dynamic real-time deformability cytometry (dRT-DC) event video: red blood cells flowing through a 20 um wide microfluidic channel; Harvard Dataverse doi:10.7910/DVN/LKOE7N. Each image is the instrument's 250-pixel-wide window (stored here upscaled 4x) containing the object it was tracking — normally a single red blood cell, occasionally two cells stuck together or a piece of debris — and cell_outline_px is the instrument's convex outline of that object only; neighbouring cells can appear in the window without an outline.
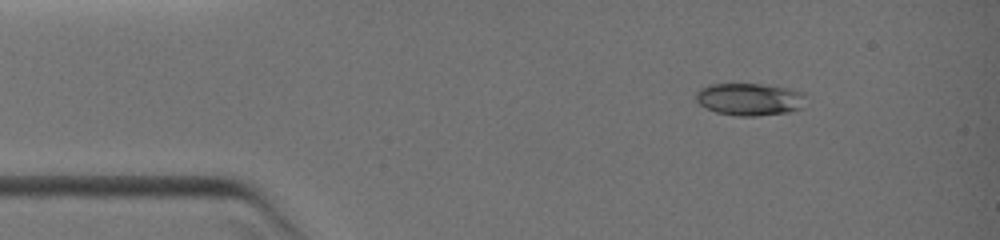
{"species": "common noctule bat (a hibernating species)", "species_latin": "Nyctalus noctula", "temperature_condition": "warm", "stored_images_in_passage": 5, "camera_frame_rate_fps": 3000, "um_per_image_px": 0.085, "animal": {"sex": "female", "body_mass_g": 19.0, "forearm_length_mm": 51.5}, "frame": {"image": 1, "passage_image": 1, "time_ms": 0.0, "image_size_px": [1000, 240], "cell_outline_px": [[804, 96], [800, 108], [788, 112], [756, 116], [736, 116], [716, 112], [700, 104], [696, 100], [696, 92], [700, 88], [712, 84], [760, 84], [788, 88], [804, 92]], "centroid_in_image_um": [63.69, 8.43], "position_along_channel_um": 21.3, "area_um2": 20.52}}
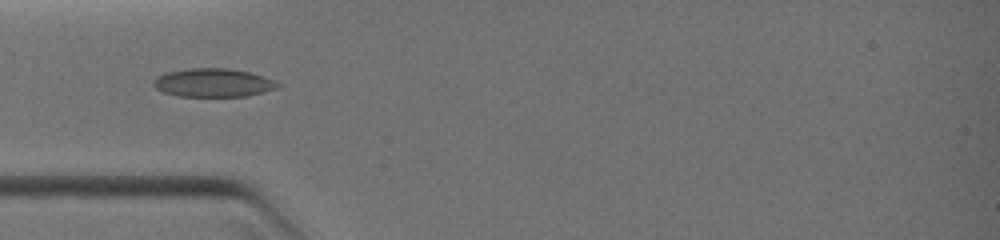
{"frame": {"image": 2, "passage_image": 4, "time_ms": 2.333, "image_size_px": [1000, 240], "cell_outline_px": [[280, 88], [244, 96], [176, 96], [164, 92], [156, 88], [152, 84], [152, 80], [156, 76], [168, 72], [192, 68], [228, 68], [252, 72], [272, 80], [280, 84]], "centroid_in_image_um": [18.11, 7.03], "position_along_channel_um": 66.9, "area_um2": 20.58}}
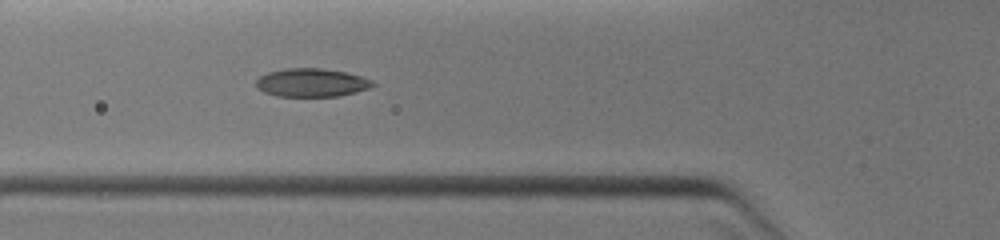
{"frame": {"image": 3, "passage_image": 5, "time_ms": 3.0, "image_size_px": [1000, 240], "cell_outline_px": [[376, 84], [372, 88], [340, 96], [276, 96], [264, 92], [256, 88], [256, 80], [260, 76], [268, 72], [284, 68], [324, 68], [344, 72], [360, 76], [372, 80]], "centroid_in_image_um": [26.49, 7.02], "position_along_channel_um": 99.3, "area_um2": 19.42}}